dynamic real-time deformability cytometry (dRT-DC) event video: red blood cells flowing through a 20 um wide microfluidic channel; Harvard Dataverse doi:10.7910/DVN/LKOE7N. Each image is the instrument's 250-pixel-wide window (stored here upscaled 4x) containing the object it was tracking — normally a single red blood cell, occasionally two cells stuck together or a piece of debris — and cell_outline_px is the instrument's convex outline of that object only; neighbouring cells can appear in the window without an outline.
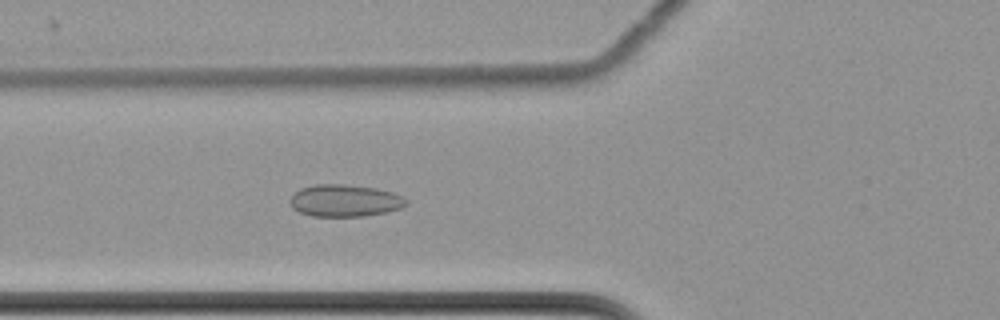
{"species": "common noctule bat (a hibernating species)", "species_latin": "Nyctalus noctula", "temperature_condition": "cold", "stored_images_in_passage": 45, "camera_frame_rate_fps": 3000, "um_per_image_px": 0.085, "animal": {"sex": "female", "body_mass_g": 22.7, "forearm_length_mm": 54.2}, "frame": {"image": 1, "passage_image": 9, "time_ms": 2.667, "image_size_px": [1000, 320], "cell_outline_px": [[408, 204], [400, 208], [384, 212], [364, 216], [312, 216], [300, 212], [292, 208], [288, 204], [288, 200], [300, 188], [316, 184], [344, 184], [376, 188], [392, 192], [404, 196], [408, 200]], "centroid_in_image_um": [29.3, 17.04], "position_along_channel_um": 96.5, "area_um2": 21.85}}
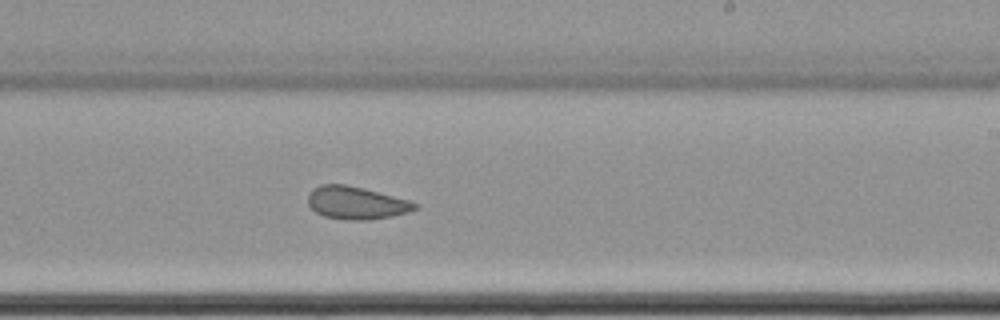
{"frame": {"image": 2, "passage_image": 23, "time_ms": 7.333, "image_size_px": [1000, 320], "cell_outline_px": [[416, 208], [408, 212], [392, 216], [368, 220], [348, 220], [324, 216], [316, 212], [308, 204], [308, 192], [312, 188], [320, 184], [344, 184], [408, 200], [416, 204]], "centroid_in_image_um": [30.21, 17.25], "position_along_channel_um": 258.8, "area_um2": 20.06}}
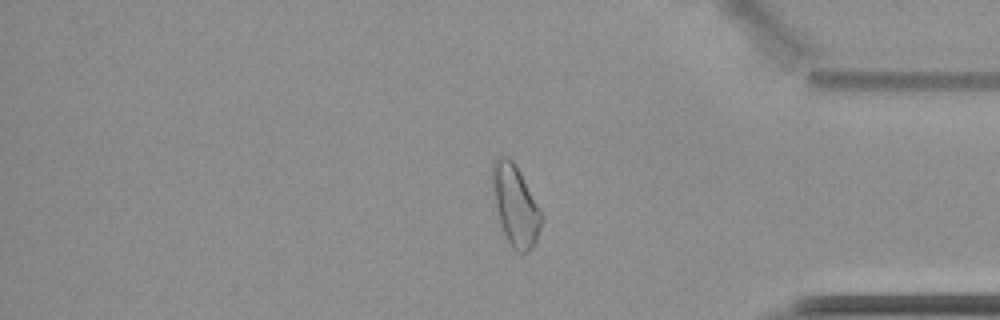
{"frame": {"image": 3, "passage_image": 36, "time_ms": 11.667, "image_size_px": [1000, 320], "cell_outline_px": [[544, 216], [536, 240], [532, 248], [528, 252], [516, 252], [512, 248], [504, 232], [500, 220], [496, 204], [492, 172], [492, 164], [500, 156], [508, 156], [516, 164]], "centroid_in_image_um": [43.85, 17.46], "position_along_channel_um": 391.4, "area_um2": 22.54}, "authors_computed_cell_mechanics": {"area_um2": 21.2704, "velocity_mm_per_s": 3.4769, "shape_relaxation_time_tau1_ms": null, "shape_relaxation_time_tau2_ms": 3.5399, "deformation_change_tau1": null, "deformation_change_tau2": 0.0703}}